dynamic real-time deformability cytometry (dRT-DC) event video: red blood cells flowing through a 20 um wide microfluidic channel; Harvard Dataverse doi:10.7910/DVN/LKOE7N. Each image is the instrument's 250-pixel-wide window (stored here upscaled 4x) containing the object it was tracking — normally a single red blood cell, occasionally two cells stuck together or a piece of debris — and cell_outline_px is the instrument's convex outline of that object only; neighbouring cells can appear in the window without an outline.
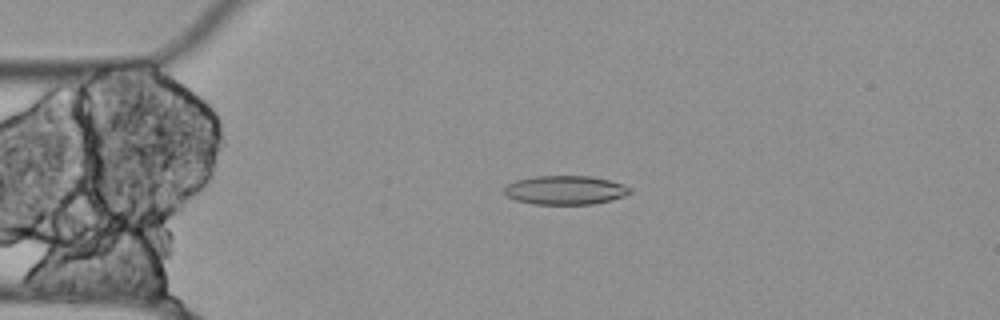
{"species": "Egyptian fruit bat (a non-hibernating species)", "species_latin": "Rousettus aegyptiacus", "temperature_condition": "cold", "stored_images_in_passage": 17, "camera_frame_rate_fps": 3000, "um_per_image_px": 0.085, "animal": {"sex": "female"}, "frame": {"image": 1, "passage_image": 12, "time_ms": 3.667, "image_size_px": [1000, 320], "cell_outline_px": [[632, 192], [624, 196], [612, 200], [592, 204], [532, 204], [516, 200], [508, 196], [504, 192], [504, 188], [508, 184], [516, 180], [536, 176], [588, 176], [608, 180], [624, 184], [632, 188]], "centroid_in_image_um": [48.07, 16.16], "position_along_channel_um": 36.9, "area_um2": 21.15}}